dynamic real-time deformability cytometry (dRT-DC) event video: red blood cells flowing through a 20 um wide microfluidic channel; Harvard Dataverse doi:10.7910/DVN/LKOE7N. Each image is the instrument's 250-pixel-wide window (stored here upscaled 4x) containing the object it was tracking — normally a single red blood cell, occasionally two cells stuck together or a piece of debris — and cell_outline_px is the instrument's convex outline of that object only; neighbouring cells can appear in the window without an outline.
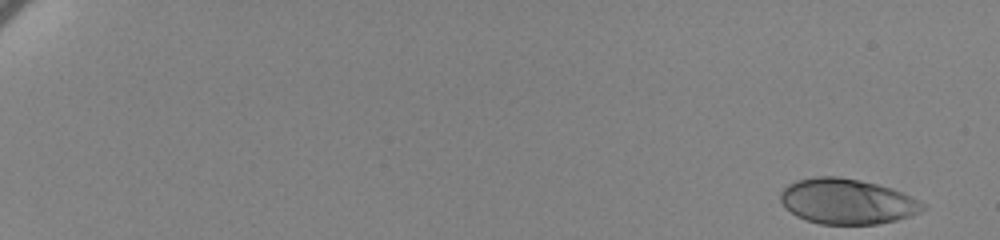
{"species": "human", "species_latin": "Homo sapiens", "temperature_condition": "cold", "stored_images_in_passage": 54, "camera_frame_rate_fps": 3000, "um_per_image_px": 0.085, "donor": {"sex": "female"}, "frame": {"image": 1, "passage_image": 1, "time_ms": 0.0, "image_size_px": [1000, 240], "cell_outline_px": [[924, 208], [920, 212], [896, 220], [876, 224], [820, 224], [796, 216], [784, 208], [780, 200], [780, 192], [788, 184], [796, 180], [816, 176], [840, 176], [860, 180], [892, 188], [924, 204]], "centroid_in_image_um": [71.93, 17.11], "position_along_channel_um": 13.1, "area_um2": 37.45}}
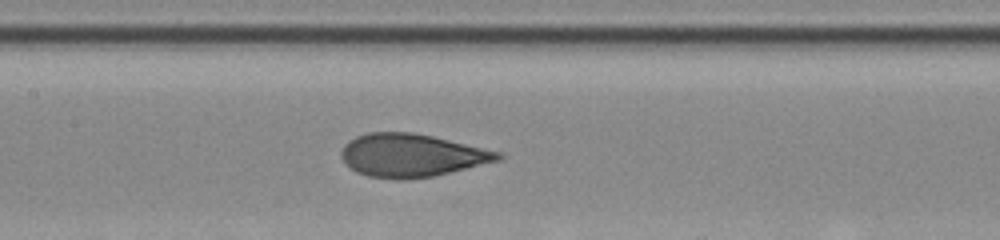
{"frame": {"image": 2, "passage_image": 32, "time_ms": 10.333, "image_size_px": [1000, 240], "cell_outline_px": [[504, 156], [500, 160], [432, 176], [368, 176], [356, 172], [344, 164], [340, 156], [340, 152], [344, 144], [348, 140], [356, 136], [368, 132], [412, 132], [432, 136], [504, 152]], "centroid_in_image_um": [34.98, 13.15], "position_along_channel_um": 172.4, "area_um2": 38.55}}
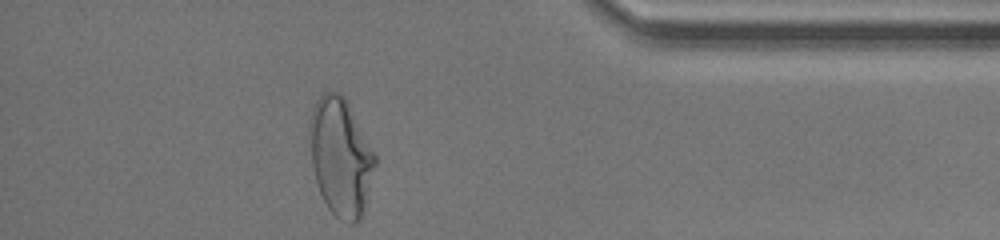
{"frame": {"image": 3, "passage_image": 54, "time_ms": 17.667, "image_size_px": [1000, 240], "cell_outline_px": [[376, 164], [364, 216], [360, 220], [352, 224], [348, 224], [340, 220], [328, 208], [320, 192], [316, 180], [312, 164], [308, 136], [308, 120], [312, 108], [316, 100], [324, 92], [340, 92], [344, 96], [376, 156]], "centroid_in_image_um": [28.95, 13.36], "position_along_channel_um": 406.3, "area_um2": 45.37}, "authors_computed_cell_mechanics": {"area_um2": 38.6104, "velocity_mm_per_s": 3.446, "shape_relaxation_time_tau1_ms": 6.299, "shape_relaxation_time_tau2_ms": null, "deformation_change_tau1": 0.2098, "deformation_change_tau2": null}}